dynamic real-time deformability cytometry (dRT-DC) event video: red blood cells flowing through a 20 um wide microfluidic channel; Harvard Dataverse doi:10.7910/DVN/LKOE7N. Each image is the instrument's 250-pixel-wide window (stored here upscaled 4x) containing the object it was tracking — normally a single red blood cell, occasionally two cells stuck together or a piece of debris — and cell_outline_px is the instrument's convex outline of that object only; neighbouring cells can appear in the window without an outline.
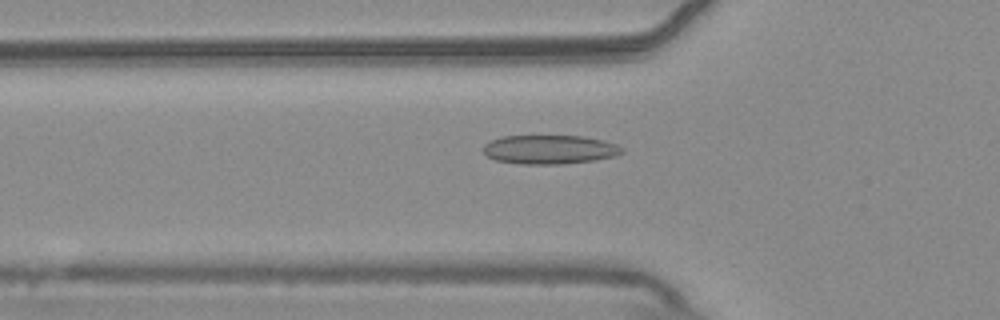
{"species": "common noctule bat (a hibernating species)", "species_latin": "Nyctalus noctula", "temperature_condition": "warm", "stored_images_in_passage": 45, "camera_frame_rate_fps": 3000, "um_per_image_px": 0.085, "animal": {"sex": "male", "body_mass_g": 20.4}, "frame": {"image": 1, "passage_image": 9, "time_ms": 2.667, "image_size_px": [1000, 320], "cell_outline_px": [[624, 152], [616, 156], [596, 160], [560, 164], [524, 164], [496, 160], [488, 156], [484, 152], [484, 144], [492, 140], [504, 136], [584, 136], [604, 140], [616, 144], [624, 148]], "centroid_in_image_um": [46.78, 12.71], "position_along_channel_um": 79.0, "area_um2": 23.41}}
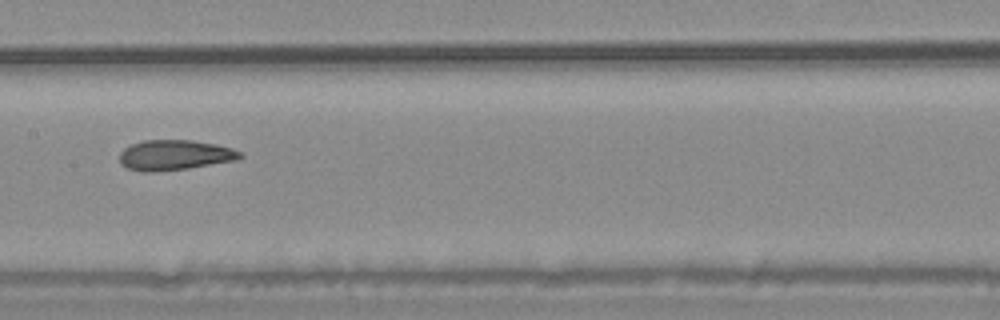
{"frame": {"image": 2, "passage_image": 18, "time_ms": 5.667, "image_size_px": [1000, 320], "cell_outline_px": [[244, 156], [236, 160], [188, 168], [156, 172], [144, 172], [128, 168], [120, 164], [120, 152], [124, 148], [132, 144], [144, 140], [192, 140], [216, 144], [232, 148], [240, 152]], "centroid_in_image_um": [14.84, 13.18], "position_along_channel_um": 192.6, "area_um2": 21.21}}
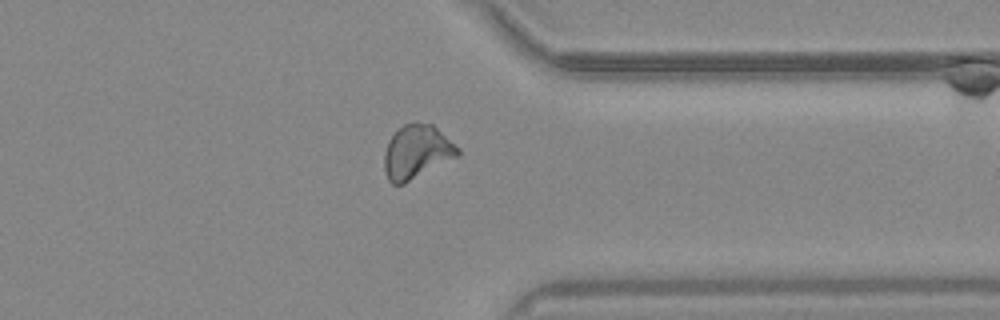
{"frame": {"image": 3, "passage_image": 33, "time_ms": 10.667, "image_size_px": [1000, 320], "cell_outline_px": [[460, 156], [404, 184], [392, 184], [388, 180], [384, 172], [384, 152], [388, 140], [404, 124], [432, 124], [460, 148]], "centroid_in_image_um": [35.43, 12.96], "position_along_channel_um": 376.0, "area_um2": 23.0}, "authors_computed_cell_mechanics": {"area_um2": 21.7328, "velocity_mm_per_s": 3.7455, "shape_relaxation_time_tau1_ms": null, "shape_relaxation_time_tau2_ms": 2.3773, "deformation_change_tau1": null, "deformation_change_tau2": 0.091}}